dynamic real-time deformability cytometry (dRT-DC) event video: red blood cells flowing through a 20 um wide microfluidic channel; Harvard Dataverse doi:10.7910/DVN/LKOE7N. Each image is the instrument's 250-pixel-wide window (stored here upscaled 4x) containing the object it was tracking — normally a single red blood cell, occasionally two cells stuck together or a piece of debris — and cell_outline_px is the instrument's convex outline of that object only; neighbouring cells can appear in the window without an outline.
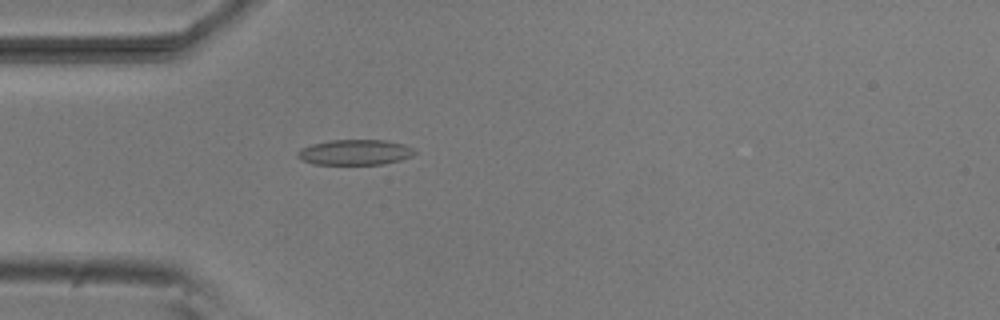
{"species": "common noctule bat (a hibernating species)", "species_latin": "Nyctalus noctula", "temperature_condition": "room temperature", "stored_images_in_passage": 50, "camera_frame_rate_fps": 3000, "um_per_image_px": 0.085, "animal": {"sex": "male", "body_mass_g": 20.5, "forearm_length_mm": 52.5}, "frame": {"image": 1, "passage_image": 15, "time_ms": 4.667, "image_size_px": [1000, 320], "cell_outline_px": [[416, 152], [412, 156], [400, 160], [384, 164], [312, 164], [296, 156], [296, 152], [300, 148], [312, 144], [328, 140], [384, 140], [404, 144], [412, 148]], "centroid_in_image_um": [30.15, 12.94], "position_along_channel_um": 54.8, "area_um2": 17.34}}
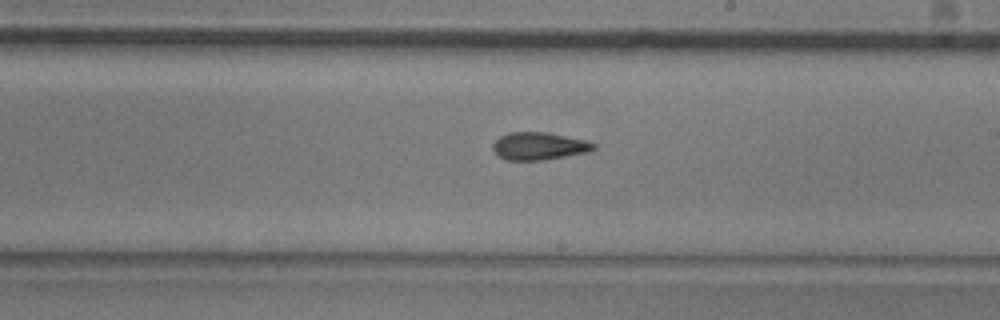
{"frame": {"image": 2, "passage_image": 30, "time_ms": 9.667, "image_size_px": [1000, 320], "cell_outline_px": [[596, 148], [588, 152], [544, 160], [504, 160], [496, 156], [492, 148], [492, 144], [500, 136], [508, 132], [548, 132], [584, 140], [596, 144]], "centroid_in_image_um": [45.77, 12.42], "position_along_channel_um": 243.2, "area_um2": 16.36}}
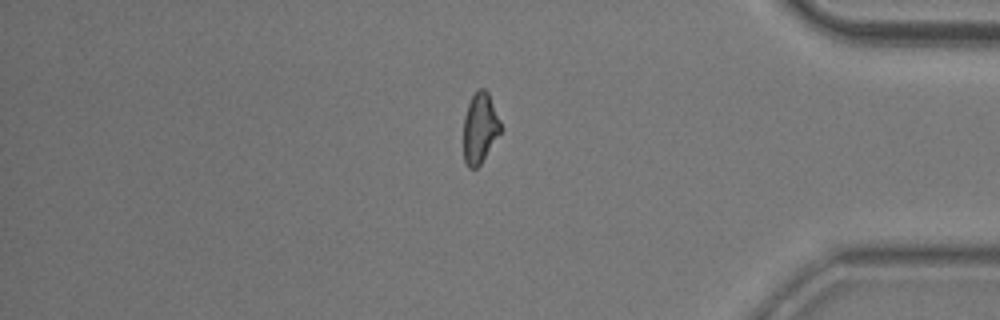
{"frame": {"image": 3, "passage_image": 44, "time_ms": 14.333, "image_size_px": [1000, 320], "cell_outline_px": [[500, 132], [480, 164], [476, 168], [468, 168], [464, 160], [464, 116], [468, 104], [472, 96], [480, 88], [484, 88], [488, 92], [500, 120]], "centroid_in_image_um": [40.78, 10.88], "position_along_channel_um": 394.4, "area_um2": 14.91}, "authors_computed_cell_mechanics": {"area_um2": 16.2129, "velocity_mm_per_s": 3.842, "shape_relaxation_time_tau1_ms": null, "shape_relaxation_time_tau2_ms": 3.8919, "deformation_change_tau1": null, "deformation_change_tau2": 0.1114}}